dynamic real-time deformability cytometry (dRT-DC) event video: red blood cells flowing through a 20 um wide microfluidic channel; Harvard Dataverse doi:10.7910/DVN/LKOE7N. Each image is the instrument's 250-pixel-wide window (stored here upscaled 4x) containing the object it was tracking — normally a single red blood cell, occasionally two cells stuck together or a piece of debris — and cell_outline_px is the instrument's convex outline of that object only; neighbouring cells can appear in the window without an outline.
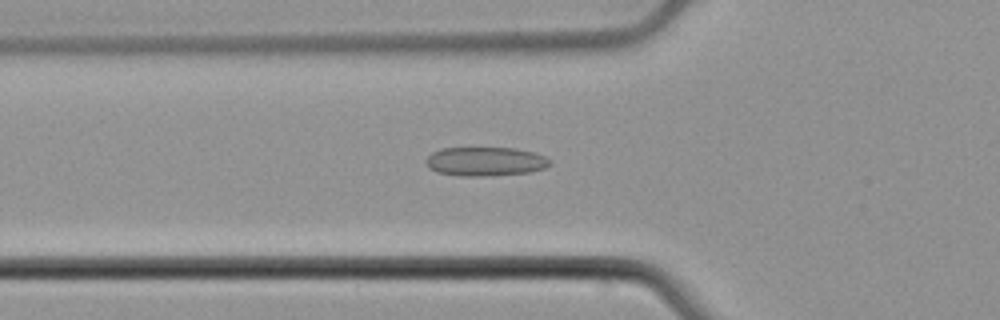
{"species": "common noctule bat (a hibernating species)", "species_latin": "Nyctalus noctula", "temperature_condition": "cold", "stored_images_in_passage": 53, "camera_frame_rate_fps": 3000, "um_per_image_px": 0.085, "animal": {"sex": "male", "body_mass_g": 21.5, "forearm_length_mm": 52.0}, "frame": {"image": 1, "passage_image": 18, "time_ms": 5.667, "image_size_px": [1000, 320], "cell_outline_px": [[552, 164], [544, 168], [528, 172], [492, 176], [460, 176], [436, 172], [428, 168], [428, 156], [432, 152], [440, 148], [516, 148], [532, 152], [544, 156], [552, 160]], "centroid_in_image_um": [41.27, 13.73], "position_along_channel_um": 84.5, "area_um2": 20.98}}
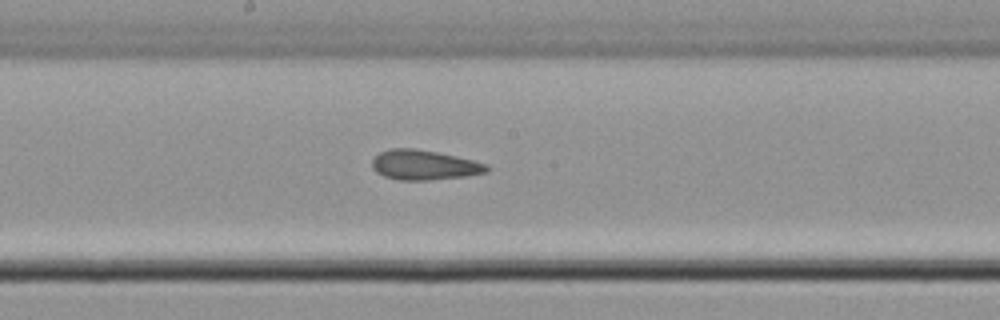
{"frame": {"image": 2, "passage_image": 28, "time_ms": 9.0, "image_size_px": [1000, 320], "cell_outline_px": [[492, 168], [488, 172], [468, 176], [428, 180], [400, 180], [384, 176], [376, 172], [372, 168], [372, 160], [380, 152], [392, 148], [416, 148], [456, 156], [488, 164]], "centroid_in_image_um": [36.09, 14.03], "position_along_channel_um": 212.1, "area_um2": 20.06}}
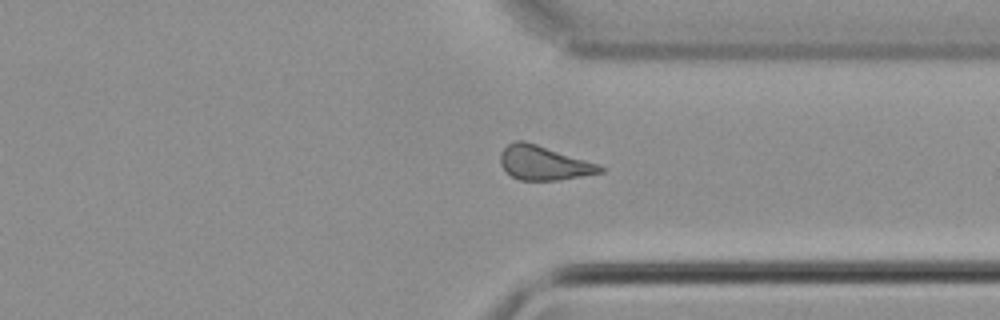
{"frame": {"image": 3, "passage_image": 40, "time_ms": 13.0, "image_size_px": [1000, 320], "cell_outline_px": [[604, 172], [556, 180], [520, 180], [512, 176], [500, 164], [500, 152], [508, 144], [516, 140], [524, 140], [600, 164], [604, 168]], "centroid_in_image_um": [46.21, 13.84], "position_along_channel_um": 365.2, "area_um2": 19.77}, "authors_computed_cell_mechanics": {"area_um2": 20.0566, "velocity_mm_per_s": 3.8259, "shape_relaxation_time_tau1_ms": null, "shape_relaxation_time_tau2_ms": 2.473, "deformation_change_tau1": null, "deformation_change_tau2": 0.0916}}